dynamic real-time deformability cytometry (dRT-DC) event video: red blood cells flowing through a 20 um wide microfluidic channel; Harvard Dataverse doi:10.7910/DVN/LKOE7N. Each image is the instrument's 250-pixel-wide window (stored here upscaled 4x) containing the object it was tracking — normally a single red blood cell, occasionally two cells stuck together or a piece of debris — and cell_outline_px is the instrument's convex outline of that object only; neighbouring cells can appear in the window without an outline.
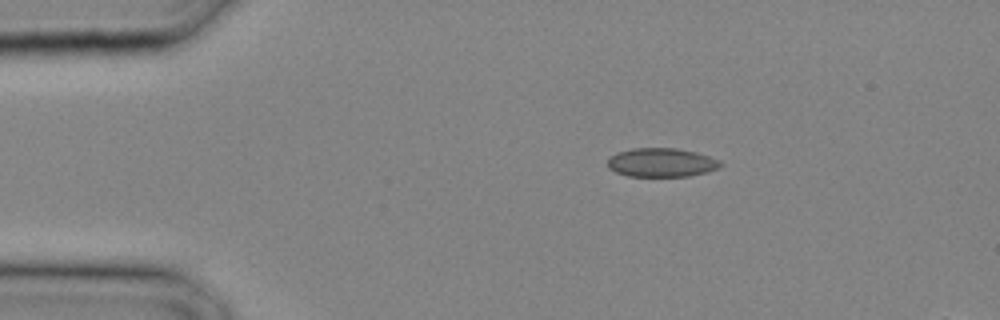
{"species": "common noctule bat (a hibernating species)", "species_latin": "Nyctalus noctula", "temperature_condition": "cold", "stored_images_in_passage": 25, "camera_frame_rate_fps": 3000, "um_per_image_px": 0.085, "animal": {"sex": "male", "body_mass_g": 20.4}, "frame": {"image": 1, "passage_image": 1, "time_ms": 0.0, "image_size_px": [1000, 320], "cell_outline_px": [[724, 164], [720, 168], [708, 172], [688, 176], [628, 176], [616, 172], [608, 168], [608, 160], [616, 152], [632, 148], [676, 148], [696, 152], [720, 160]], "centroid_in_image_um": [56.25, 13.81], "position_along_channel_um": 28.7, "area_um2": 19.07}}
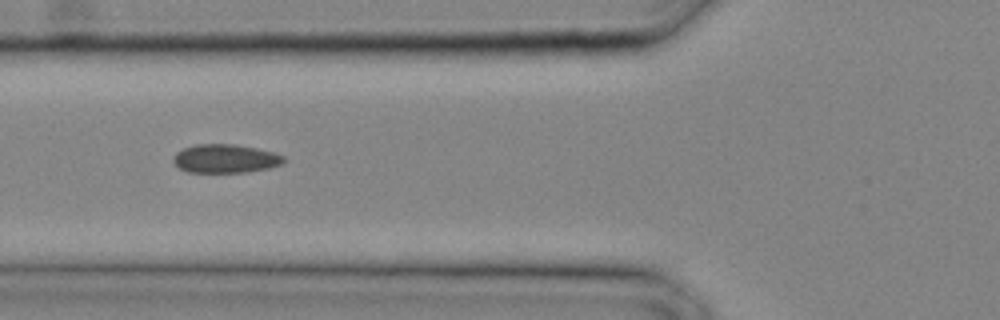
{"frame": {"image": 2, "passage_image": 7, "time_ms": 2.0, "image_size_px": [1000, 320], "cell_outline_px": [[288, 160], [284, 164], [268, 168], [248, 172], [188, 172], [180, 168], [172, 160], [172, 156], [176, 152], [184, 148], [196, 144], [232, 144], [256, 148], [272, 152], [284, 156]], "centroid_in_image_um": [19.18, 13.48], "position_along_channel_um": 106.6, "area_um2": 18.5}}
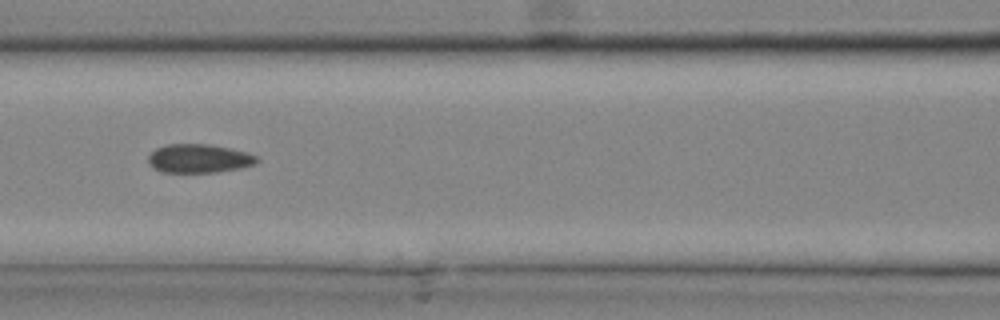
{"frame": {"image": 3, "passage_image": 9, "time_ms": 2.667, "image_size_px": [1000, 320], "cell_outline_px": [[260, 160], [256, 164], [240, 168], [216, 172], [160, 172], [152, 168], [148, 164], [148, 156], [156, 148], [168, 144], [208, 144], [248, 152], [256, 156]], "centroid_in_image_um": [16.9, 13.48], "position_along_channel_um": 149.7, "area_um2": 18.26}}